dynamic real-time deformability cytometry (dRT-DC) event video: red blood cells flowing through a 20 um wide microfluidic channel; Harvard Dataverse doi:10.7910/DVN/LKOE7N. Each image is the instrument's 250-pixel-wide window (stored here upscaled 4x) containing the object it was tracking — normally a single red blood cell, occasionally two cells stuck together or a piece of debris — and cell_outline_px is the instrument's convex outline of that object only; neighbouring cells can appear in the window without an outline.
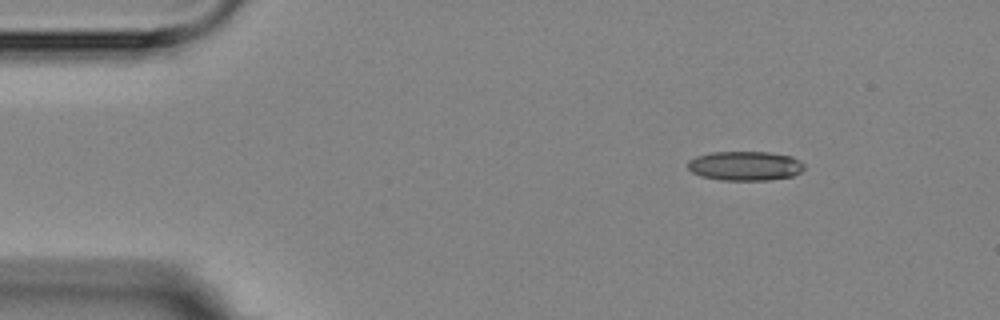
{"species": "Egyptian fruit bat (a non-hibernating species)", "species_latin": "Rousettus aegyptiacus", "temperature_condition": "room temperature", "stored_images_in_passage": 6, "camera_frame_rate_fps": 3000, "um_per_image_px": 0.085, "animal": {"sex": "female"}, "frame": {"image": 1, "passage_image": 1, "time_ms": 0.0, "image_size_px": [1000, 320], "cell_outline_px": [[804, 168], [800, 172], [792, 176], [768, 180], [720, 180], [700, 176], [692, 172], [688, 168], [688, 160], [696, 156], [712, 152], [768, 152], [792, 156], [800, 160], [804, 164]], "centroid_in_image_um": [63.33, 14.1], "position_along_channel_um": 21.7, "area_um2": 20.0}}
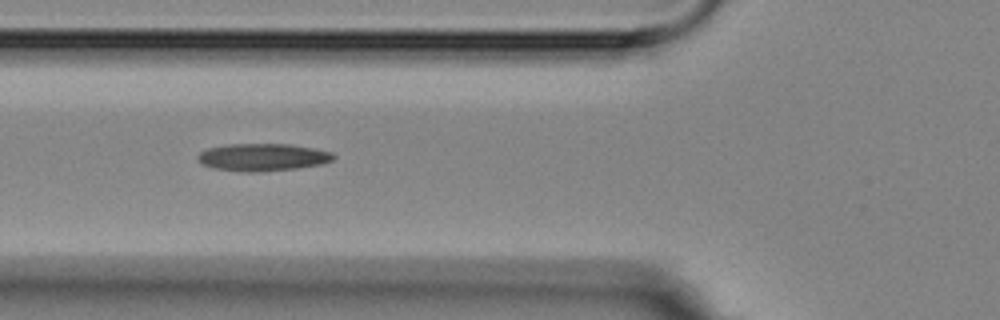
{"frame": {"image": 2, "passage_image": 4, "time_ms": 4.333, "image_size_px": [1000, 320], "cell_outline_px": [[336, 156], [332, 160], [320, 164], [296, 168], [252, 172], [248, 172], [212, 168], [196, 160], [196, 156], [200, 152], [208, 148], [228, 144], [288, 144], [312, 148], [332, 152]], "centroid_in_image_um": [22.29, 13.35], "position_along_channel_um": 103.5, "area_um2": 21.5}}
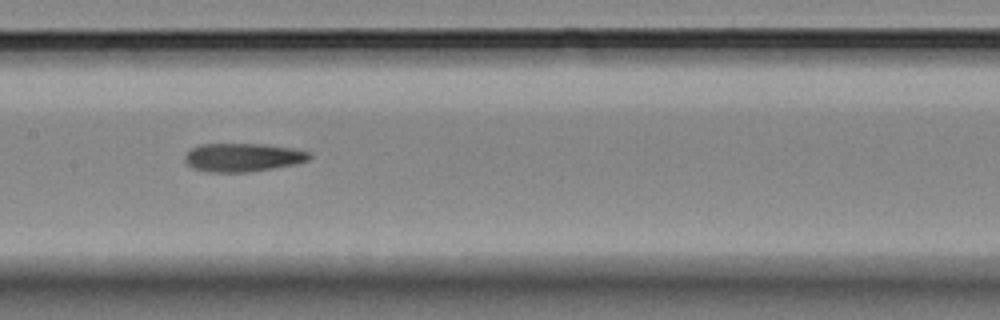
{"frame": {"image": 3, "passage_image": 6, "time_ms": 6.667, "image_size_px": [1000, 320], "cell_outline_px": [[312, 156], [308, 160], [292, 164], [272, 168], [248, 172], [208, 172], [192, 168], [184, 160], [184, 156], [192, 148], [200, 144], [264, 144], [292, 148], [312, 152]], "centroid_in_image_um": [20.63, 13.37], "position_along_channel_um": 186.8, "area_um2": 20.58}}